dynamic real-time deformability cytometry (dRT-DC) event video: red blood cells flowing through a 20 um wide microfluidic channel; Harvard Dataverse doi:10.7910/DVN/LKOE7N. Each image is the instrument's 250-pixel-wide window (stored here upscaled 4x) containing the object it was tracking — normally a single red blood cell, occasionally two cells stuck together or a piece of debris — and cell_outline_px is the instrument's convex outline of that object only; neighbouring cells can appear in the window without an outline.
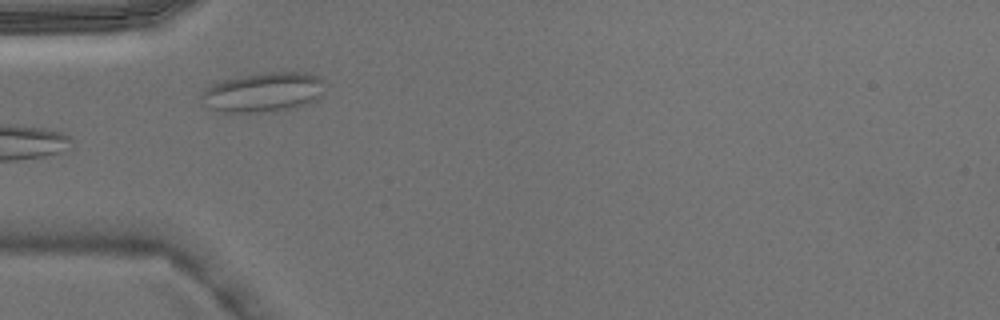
{"species": "Egyptian fruit bat (a non-hibernating species)", "species_latin": "Rousettus aegyptiacus", "temperature_condition": "warm", "stored_images_in_passage": 6, "camera_frame_rate_fps": 3000, "um_per_image_px": 0.085, "animal": {"sex": "male"}, "frame": {"image": 1, "passage_image": 5, "time_ms": 1.333, "image_size_px": [1000, 320], "cell_outline_px": [[324, 92], [316, 100], [304, 104], [284, 108], [256, 112], [220, 112], [212, 108], [200, 96], [204, 88], [212, 84], [224, 80], [264, 72], [308, 72], [324, 80]], "centroid_in_image_um": [22.41, 7.81], "position_along_channel_um": 62.6, "area_um2": 27.92}}